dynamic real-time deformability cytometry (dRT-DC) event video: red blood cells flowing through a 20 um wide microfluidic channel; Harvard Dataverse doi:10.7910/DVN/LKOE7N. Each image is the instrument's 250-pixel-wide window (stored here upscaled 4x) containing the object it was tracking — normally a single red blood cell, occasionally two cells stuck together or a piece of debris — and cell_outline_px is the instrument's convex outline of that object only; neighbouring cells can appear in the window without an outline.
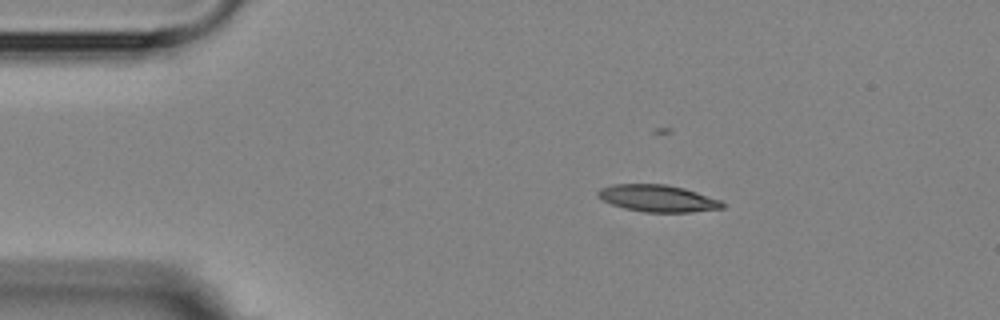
{"species": "Egyptian fruit bat (a non-hibernating species)", "species_latin": "Rousettus aegyptiacus", "temperature_condition": "room temperature", "stored_images_in_passage": 8, "camera_frame_rate_fps": 3000, "um_per_image_px": 0.085, "animal": {"sex": "female"}, "frame": {"image": 1, "passage_image": 3, "time_ms": 2.333, "image_size_px": [1000, 320], "cell_outline_px": [[724, 208], [692, 212], [644, 212], [624, 208], [612, 204], [596, 196], [596, 192], [600, 188], [612, 184], [664, 184], [684, 188], [720, 200], [724, 204]], "centroid_in_image_um": [55.88, 16.86], "position_along_channel_um": 29.1, "area_um2": 19.48}}
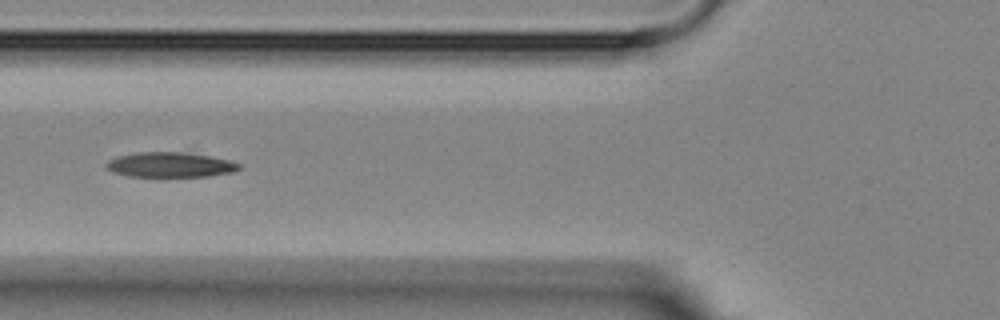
{"frame": {"image": 2, "passage_image": 6, "time_ms": 6.0, "image_size_px": [1000, 320], "cell_outline_px": [[244, 168], [232, 172], [208, 176], [128, 176], [112, 172], [104, 164], [108, 160], [116, 156], [136, 152], [188, 152], [228, 160], [244, 164]], "centroid_in_image_um": [14.48, 14.0], "position_along_channel_um": 111.3, "area_um2": 19.48}}
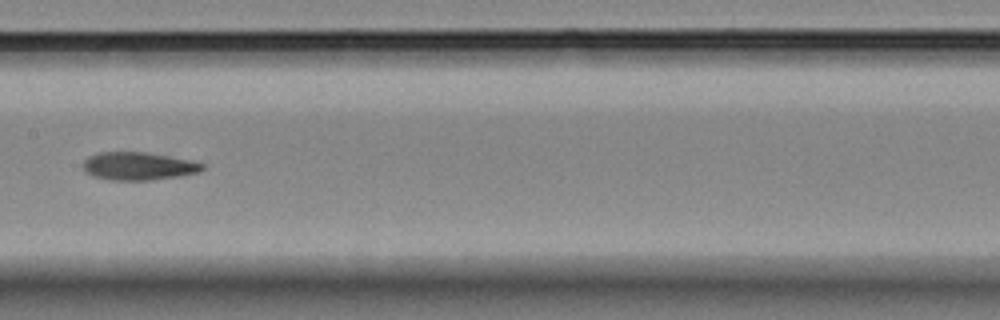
{"frame": {"image": 3, "passage_image": 8, "time_ms": 8.333, "image_size_px": [1000, 320], "cell_outline_px": [[204, 168], [200, 172], [180, 176], [152, 180], [108, 180], [92, 176], [84, 172], [84, 160], [88, 156], [96, 152], [144, 152], [192, 160], [204, 164]], "centroid_in_image_um": [11.75, 14.12], "position_along_channel_um": 195.7, "area_um2": 19.59}}